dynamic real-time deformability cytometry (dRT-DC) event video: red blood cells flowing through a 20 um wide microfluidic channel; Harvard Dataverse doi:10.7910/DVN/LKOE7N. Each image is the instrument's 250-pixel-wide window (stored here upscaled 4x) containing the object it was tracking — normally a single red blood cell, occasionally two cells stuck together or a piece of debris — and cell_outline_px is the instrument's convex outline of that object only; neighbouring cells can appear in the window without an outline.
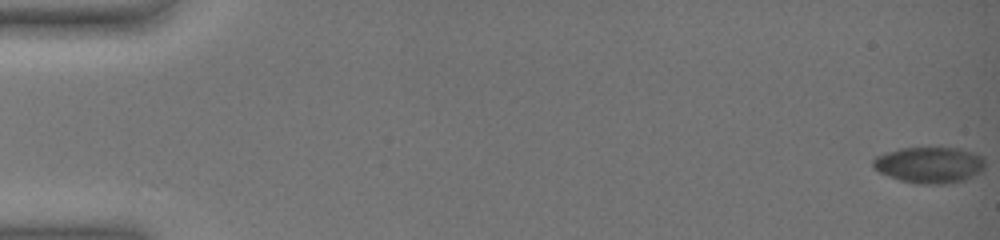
{"species": "common noctule bat (a hibernating species)", "species_latin": "Nyctalus noctula", "temperature_condition": "warm", "stored_images_in_passage": 58, "camera_frame_rate_fps": 3000, "um_per_image_px": 0.085, "animal": {"sex": "female", "body_mass_g": 19.0, "forearm_length_mm": 51.5}, "frame": {"image": 1, "passage_image": 1, "time_ms": 0.0, "image_size_px": [1000, 240], "cell_outline_px": [[984, 168], [980, 172], [964, 180], [948, 184], [916, 184], [900, 180], [888, 176], [872, 168], [872, 160], [876, 156], [900, 148], [960, 148], [984, 156]], "centroid_in_image_um": [79.0, 14.02], "position_along_channel_um": 6.0, "area_um2": 23.76}}
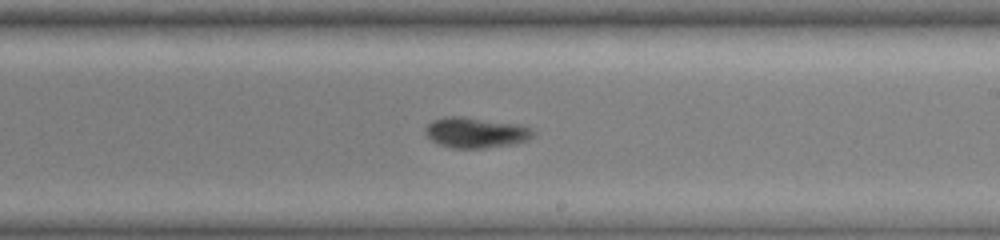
{"frame": {"image": 2, "passage_image": 38, "time_ms": 12.333, "image_size_px": [1000, 240], "cell_outline_px": [[536, 132], [528, 140], [516, 144], [484, 148], [452, 148], [436, 144], [424, 132], [424, 128], [432, 120], [444, 116], [460, 116], [520, 124], [532, 128]], "centroid_in_image_um": [40.44, 11.27], "position_along_channel_um": 248.6, "area_um2": 19.48}}
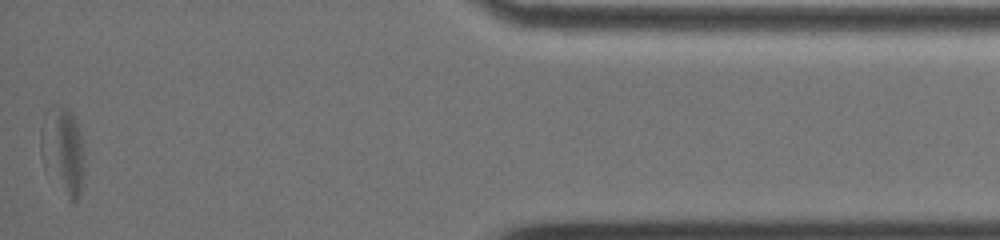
{"frame": {"image": 3, "passage_image": 58, "time_ms": 19.0, "image_size_px": [1000, 240], "cell_outline_px": [[84, 184], [76, 200], [72, 204], [68, 204], [44, 168], [40, 156], [40, 128], [44, 112], [48, 108], [56, 104], [68, 108], [72, 112], [76, 120], [84, 152]], "centroid_in_image_um": [5.32, 12.87], "position_along_channel_um": 429.9, "area_um2": 23.41}, "authors_computed_cell_mechanics": {"area_um2": 21.8773, "velocity_mm_per_s": 3.4593, "shape_relaxation_time_tau1_ms": null, "shape_relaxation_time_tau2_ms": 1.898, "deformation_change_tau1": null, "deformation_change_tau2": 0.0501}}